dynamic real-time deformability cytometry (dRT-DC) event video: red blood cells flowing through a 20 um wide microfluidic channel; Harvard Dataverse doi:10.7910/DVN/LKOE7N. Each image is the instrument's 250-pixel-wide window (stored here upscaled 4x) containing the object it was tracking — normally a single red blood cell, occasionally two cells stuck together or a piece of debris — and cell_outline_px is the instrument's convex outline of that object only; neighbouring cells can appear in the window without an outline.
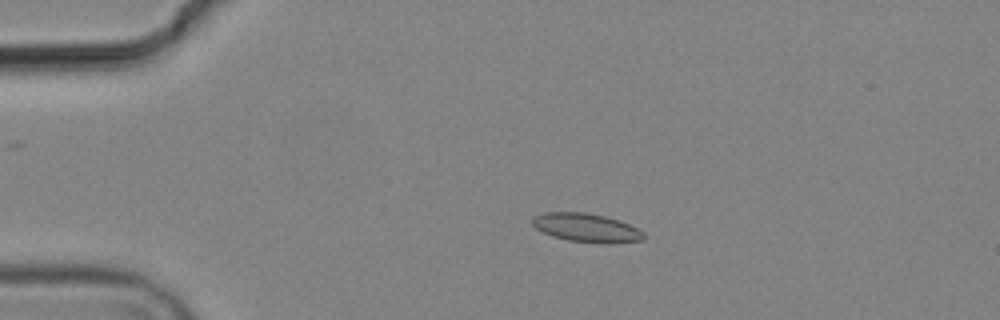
{"species": "common noctule bat (a hibernating species)", "species_latin": "Nyctalus noctula", "temperature_condition": "cold", "stored_images_in_passage": 8, "camera_frame_rate_fps": 3000, "um_per_image_px": 0.085, "animal": {"sex": "male", "body_mass_g": 19.2, "forearm_length_mm": 51.8}, "frame": {"image": 1, "passage_image": 3, "time_ms": 2.333, "image_size_px": [1000, 320], "cell_outline_px": [[644, 240], [608, 244], [604, 244], [568, 240], [552, 236], [536, 228], [532, 224], [532, 216], [544, 212], [584, 212], [604, 216], [628, 224], [644, 232]], "centroid_in_image_um": [49.83, 19.36], "position_along_channel_um": 35.2, "area_um2": 18.55}}
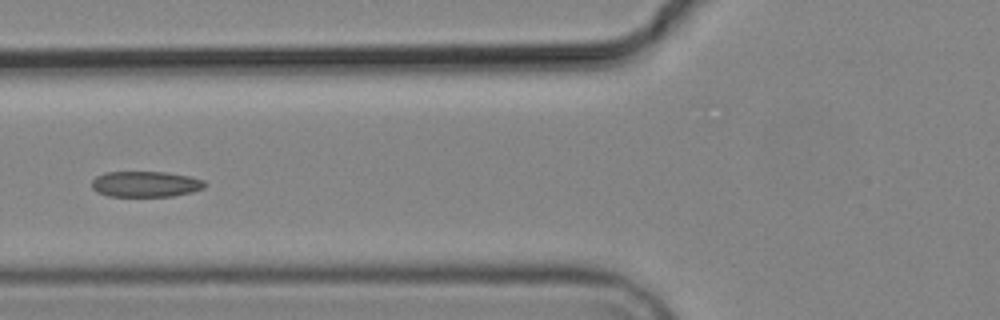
{"frame": {"image": 2, "passage_image": 5, "time_ms": 5.667, "image_size_px": [1000, 320], "cell_outline_px": [[204, 188], [192, 192], [172, 196], [108, 196], [96, 192], [92, 188], [92, 180], [96, 176], [104, 172], [164, 172], [192, 176], [204, 180]], "centroid_in_image_um": [12.36, 15.64], "position_along_channel_um": 113.4, "area_um2": 17.05}}
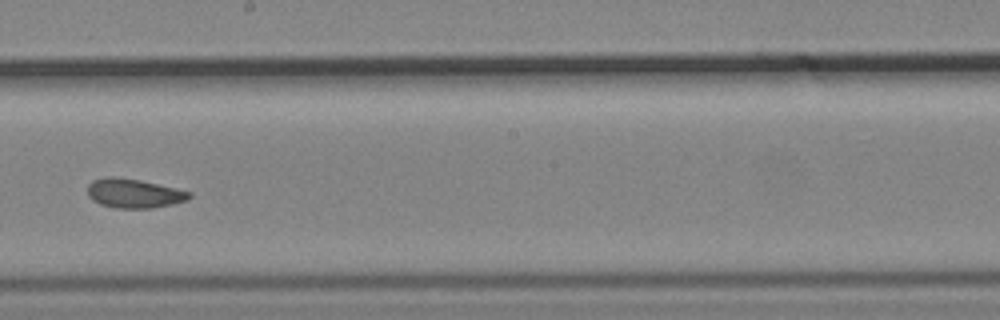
{"frame": {"image": 3, "passage_image": 8, "time_ms": 9.0, "image_size_px": [1000, 320], "cell_outline_px": [[192, 196], [188, 200], [172, 204], [152, 208], [116, 208], [100, 204], [92, 200], [88, 196], [88, 184], [92, 180], [104, 176], [112, 176], [140, 180], [176, 188], [192, 192]], "centroid_in_image_um": [11.38, 16.43], "position_along_channel_um": 236.8, "area_um2": 17.46}}